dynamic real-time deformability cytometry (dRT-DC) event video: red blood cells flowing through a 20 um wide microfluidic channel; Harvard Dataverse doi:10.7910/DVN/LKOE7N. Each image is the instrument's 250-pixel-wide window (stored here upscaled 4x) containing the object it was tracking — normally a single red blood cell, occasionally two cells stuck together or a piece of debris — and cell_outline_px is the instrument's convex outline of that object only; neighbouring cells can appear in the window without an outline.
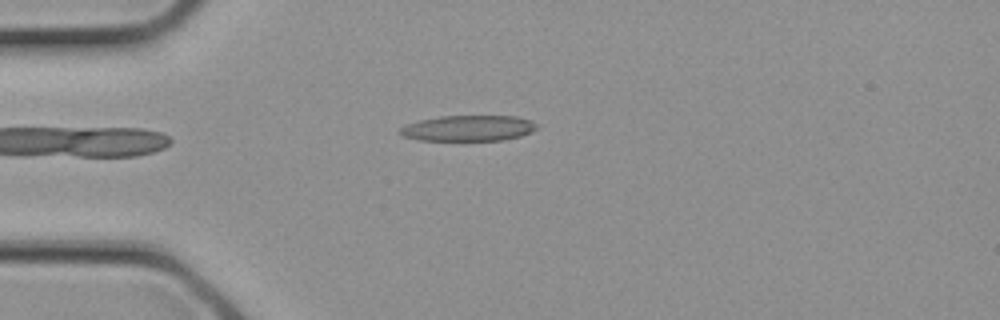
{"species": "common noctule bat (a hibernating species)", "species_latin": "Nyctalus noctula", "temperature_condition": "cold", "stored_images_in_passage": 6, "camera_frame_rate_fps": 3000, "um_per_image_px": 0.085, "animal": {"sex": "female", "body_mass_g": 21.9}, "frame": {"image": 1, "passage_image": 3, "time_ms": 0.667, "image_size_px": [1000, 320], "cell_outline_px": [[536, 128], [532, 132], [520, 136], [504, 140], [416, 140], [404, 136], [396, 132], [400, 128], [408, 124], [420, 120], [440, 116], [516, 116], [528, 120], [536, 124]], "centroid_in_image_um": [39.78, 10.9], "position_along_channel_um": 45.2, "area_um2": 20.4}}
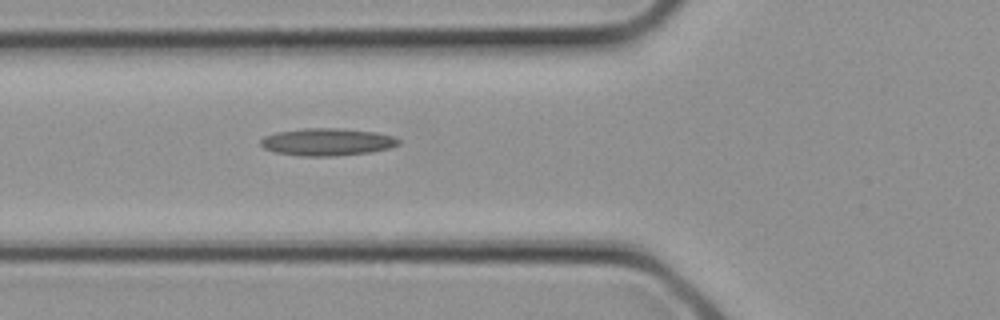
{"frame": {"image": 2, "passage_image": 6, "time_ms": 1.667, "image_size_px": [1000, 320], "cell_outline_px": [[400, 144], [388, 148], [372, 152], [336, 156], [300, 156], [272, 152], [264, 148], [260, 144], [260, 140], [264, 136], [276, 132], [304, 128], [340, 128], [376, 132], [392, 136], [400, 140]], "centroid_in_image_um": [27.78, 12.07], "position_along_channel_um": 98.0, "area_um2": 22.2}}